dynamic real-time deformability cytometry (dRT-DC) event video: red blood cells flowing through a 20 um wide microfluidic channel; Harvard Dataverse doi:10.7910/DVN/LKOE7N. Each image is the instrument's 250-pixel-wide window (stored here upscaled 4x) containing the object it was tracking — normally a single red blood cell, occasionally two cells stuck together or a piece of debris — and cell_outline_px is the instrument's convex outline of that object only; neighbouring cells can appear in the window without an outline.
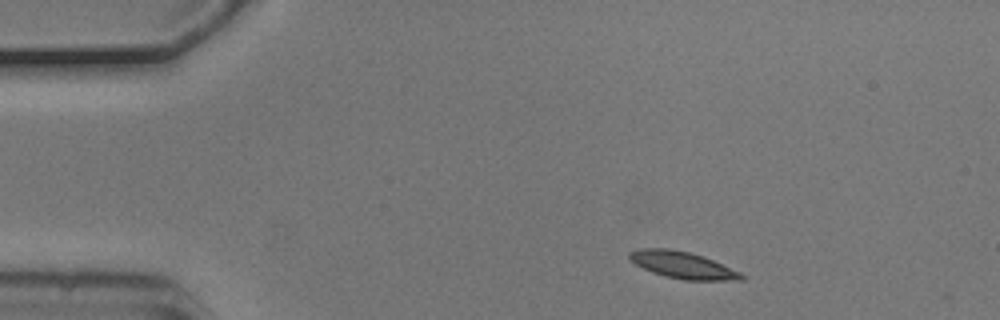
{"species": "common noctule bat (a hibernating species)", "species_latin": "Nyctalus noctula", "temperature_condition": "cold", "stored_images_in_passage": 3, "camera_frame_rate_fps": 3000, "um_per_image_px": 0.085, "animal": {"sex": "male", "body_mass_g": 20.5, "forearm_length_mm": 52.5}, "frame": {"image": 1, "passage_image": 1, "time_ms": 0.0, "image_size_px": [1000, 320], "cell_outline_px": [[744, 280], [684, 280], [652, 272], [636, 264], [628, 256], [628, 252], [640, 248], [668, 248], [688, 252], [704, 256], [740, 272], [744, 276]], "centroid_in_image_um": [58.03, 22.52], "position_along_channel_um": 27.0, "area_um2": 17.28}}